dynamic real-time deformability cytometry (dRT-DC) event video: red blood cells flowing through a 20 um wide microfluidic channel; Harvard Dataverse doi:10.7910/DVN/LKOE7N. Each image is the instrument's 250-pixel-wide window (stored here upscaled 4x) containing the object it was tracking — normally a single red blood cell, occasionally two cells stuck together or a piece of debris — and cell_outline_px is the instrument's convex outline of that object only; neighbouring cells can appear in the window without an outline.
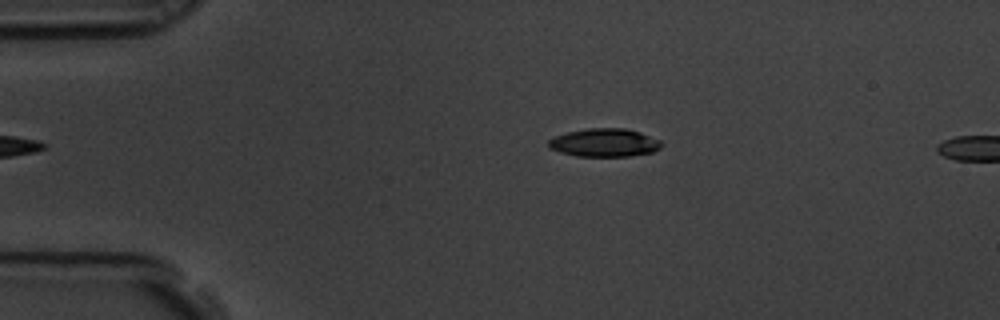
{"species": "common noctule bat (a hibernating species)", "species_latin": "Nyctalus noctula", "temperature_condition": "room temperature", "stored_images_in_passage": 5, "camera_frame_rate_fps": 3000, "um_per_image_px": 0.085, "animal": {"sex": "male", "body_mass_g": 19.5, "forearm_length_mm": 54.6}, "frame": {"image": 1, "passage_image": 5, "time_ms": 1.333, "image_size_px": [1000, 320], "cell_outline_px": [[664, 144], [660, 148], [652, 152], [628, 156], [576, 156], [560, 152], [548, 148], [548, 140], [552, 136], [568, 132], [588, 128], [624, 128], [640, 132], [660, 140]], "centroid_in_image_um": [51.35, 12.12], "position_along_channel_um": 33.6, "area_um2": 18.67}}